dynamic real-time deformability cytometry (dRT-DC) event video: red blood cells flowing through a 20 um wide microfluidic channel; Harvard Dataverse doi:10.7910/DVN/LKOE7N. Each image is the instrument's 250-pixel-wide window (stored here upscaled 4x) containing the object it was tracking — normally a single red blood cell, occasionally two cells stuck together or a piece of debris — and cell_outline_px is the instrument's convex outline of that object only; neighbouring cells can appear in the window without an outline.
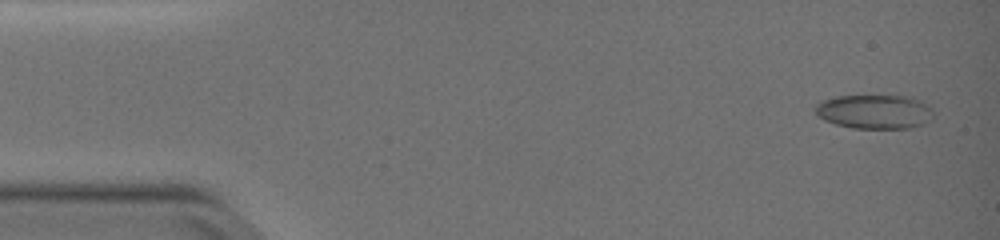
{"species": "common noctule bat (a hibernating species)", "species_latin": "Nyctalus noctula", "temperature_condition": "warm", "stored_images_in_passage": 18, "camera_frame_rate_fps": 3000, "um_per_image_px": 0.085, "animal": {"sex": "female", "body_mass_g": 19.0, "forearm_length_mm": 51.5}, "frame": {"image": 1, "passage_image": 1, "time_ms": 0.0, "image_size_px": [1000, 240], "cell_outline_px": [[932, 120], [912, 128], [852, 128], [836, 124], [824, 120], [816, 116], [816, 104], [824, 100], [836, 96], [912, 96], [920, 100], [932, 108]], "centroid_in_image_um": [74.35, 9.49], "position_along_channel_um": 10.6, "area_um2": 23.58}}
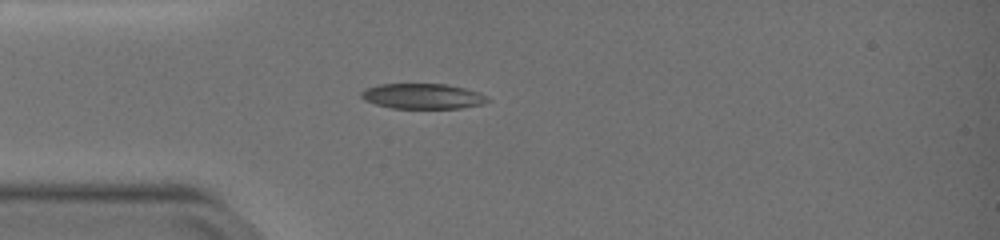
{"frame": {"image": 2, "passage_image": 13, "time_ms": 4.0, "image_size_px": [1000, 240], "cell_outline_px": [[488, 100], [484, 104], [460, 108], [392, 108], [376, 104], [364, 100], [360, 96], [360, 92], [364, 88], [380, 84], [448, 84], [480, 92], [488, 96]], "centroid_in_image_um": [35.92, 8.17], "position_along_channel_um": 49.1, "area_um2": 18.73}}
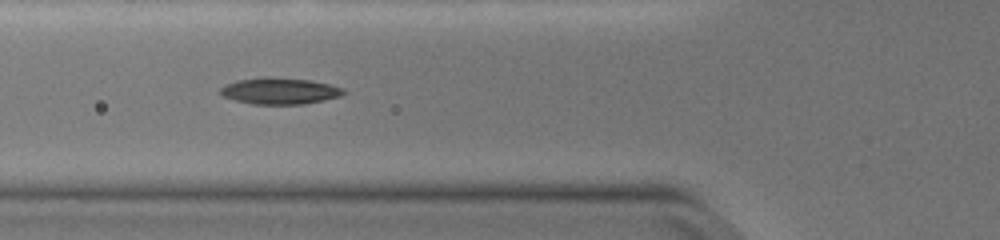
{"frame": {"image": 3, "passage_image": 18, "time_ms": 5.667, "image_size_px": [1000, 240], "cell_outline_px": [[348, 92], [340, 96], [324, 100], [304, 104], [252, 104], [236, 100], [224, 96], [220, 92], [220, 88], [224, 84], [236, 80], [264, 76], [272, 76], [312, 80], [344, 88]], "centroid_in_image_um": [23.79, 7.71], "position_along_channel_um": 102.0, "area_um2": 19.25}}